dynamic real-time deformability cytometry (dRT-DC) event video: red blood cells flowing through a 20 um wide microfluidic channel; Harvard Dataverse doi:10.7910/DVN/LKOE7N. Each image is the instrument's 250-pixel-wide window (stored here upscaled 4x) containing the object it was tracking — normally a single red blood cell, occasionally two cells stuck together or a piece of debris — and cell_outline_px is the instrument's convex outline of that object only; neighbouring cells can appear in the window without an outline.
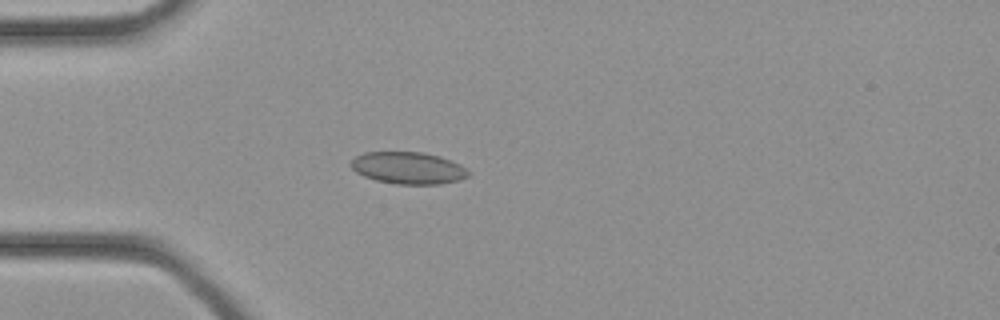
{"species": "common noctule bat (a hibernating species)", "species_latin": "Nyctalus noctula", "temperature_condition": "cold", "stored_images_in_passage": 35, "camera_frame_rate_fps": 3000, "um_per_image_px": 0.085, "animal": {"sex": "female", "body_mass_g": 21.9}, "frame": {"image": 1, "passage_image": 10, "time_ms": 3.0, "image_size_px": [1000, 320], "cell_outline_px": [[472, 172], [468, 176], [460, 180], [440, 184], [396, 184], [376, 180], [364, 176], [356, 172], [348, 164], [356, 156], [364, 152], [424, 152], [440, 156], [460, 164]], "centroid_in_image_um": [34.71, 14.27], "position_along_channel_um": 50.3, "area_um2": 22.08}}
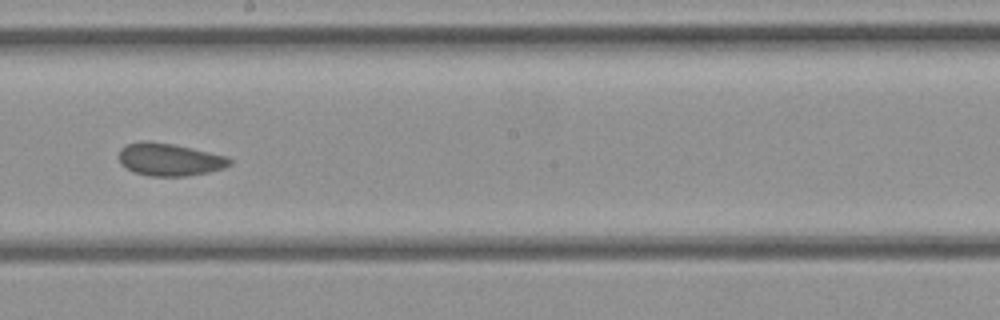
{"frame": {"image": 2, "passage_image": 20, "time_ms": 6.333, "image_size_px": [1000, 320], "cell_outline_px": [[232, 164], [224, 168], [208, 172], [184, 176], [152, 176], [132, 172], [120, 164], [120, 148], [128, 144], [140, 140], [148, 140], [176, 144], [228, 156], [232, 160]], "centroid_in_image_um": [14.42, 13.54], "position_along_channel_um": 233.8, "area_um2": 21.33}}
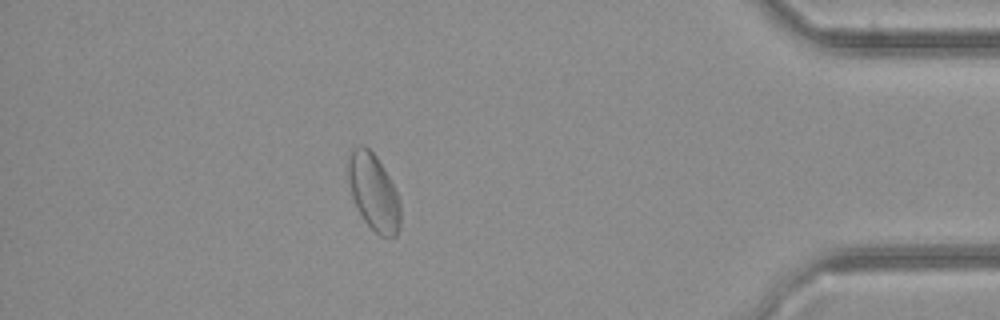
{"frame": {"image": 3, "passage_image": 31, "time_ms": 10.0, "image_size_px": [1000, 320], "cell_outline_px": [[400, 228], [396, 236], [380, 236], [364, 220], [352, 196], [344, 164], [352, 148], [356, 144], [364, 144], [376, 156], [384, 168], [396, 192], [400, 204]], "centroid_in_image_um": [31.71, 16.26], "position_along_channel_um": 403.5, "area_um2": 23.52}}